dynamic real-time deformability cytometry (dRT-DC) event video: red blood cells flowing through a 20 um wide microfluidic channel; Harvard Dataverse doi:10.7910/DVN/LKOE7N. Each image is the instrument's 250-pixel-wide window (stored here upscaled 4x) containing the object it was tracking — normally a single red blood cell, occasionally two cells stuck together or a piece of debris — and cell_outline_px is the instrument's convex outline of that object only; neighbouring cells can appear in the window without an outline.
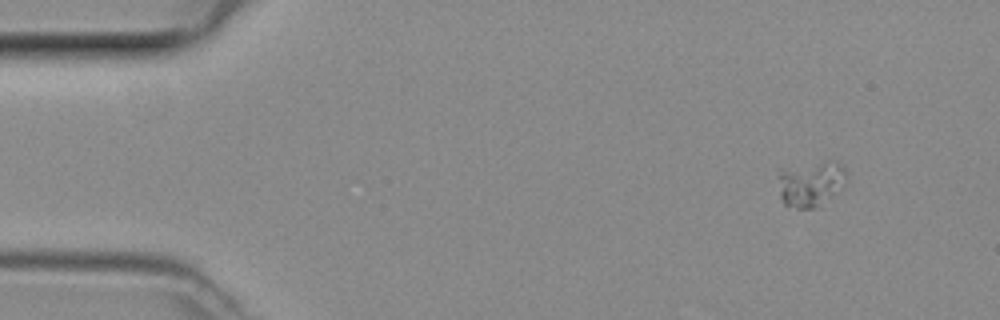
{"species": "common noctule bat (a hibernating species)", "species_latin": "Nyctalus noctula", "temperature_condition": "room temperature", "stored_images_in_passage": 38, "camera_frame_rate_fps": 3000, "um_per_image_px": 0.085, "animal": {"sex": "female", "body_mass_g": 29.2, "forearm_length_mm": 56.3}, "frame": {"image": 1, "passage_image": 1, "time_ms": 0.0, "image_size_px": [1000, 320], "cell_outline_px": [[844, 184], [820, 208], [796, 208], [784, 204], [780, 196], [780, 168], [824, 160], [836, 160], [844, 168]], "centroid_in_image_um": [68.91, 15.59], "position_along_channel_um": 16.1, "area_um2": 18.21}}
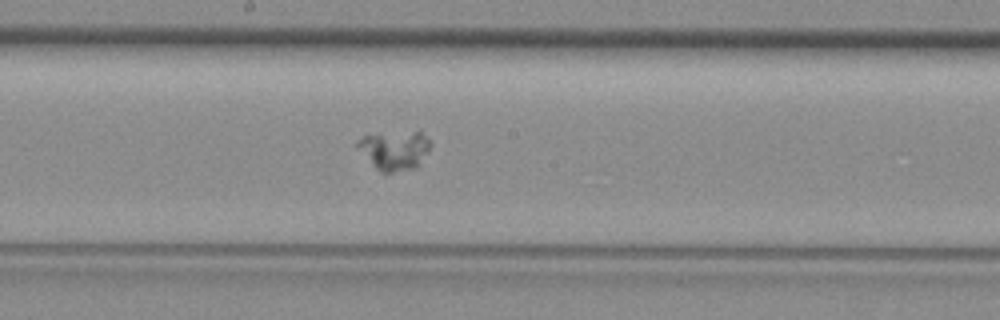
{"frame": {"image": 2, "passage_image": 22, "time_ms": 7.0, "image_size_px": [1000, 320], "cell_outline_px": [[432, 144], [420, 164], [416, 168], [384, 176], [372, 164], [356, 144], [356, 140], [364, 136], [420, 128]], "centroid_in_image_um": [33.6, 12.76], "position_along_channel_um": 214.6, "area_um2": 17.28}}
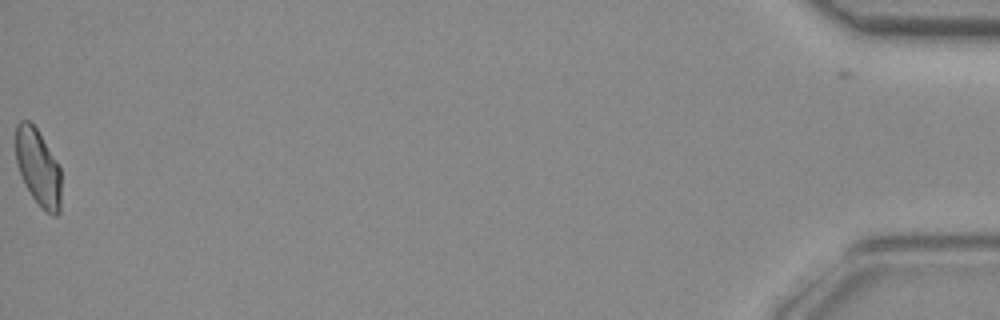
{"frame": {"image": 3, "passage_image": 38, "time_ms": 12.333, "image_size_px": [1000, 320], "cell_outline_px": [[60, 212], [56, 216], [52, 216], [32, 196], [24, 184], [16, 160], [16, 124], [20, 120], [28, 120], [36, 128], [60, 168]], "centroid_in_image_um": [3.23, 14.23], "position_along_channel_um": 432.0, "area_um2": 19.83}}